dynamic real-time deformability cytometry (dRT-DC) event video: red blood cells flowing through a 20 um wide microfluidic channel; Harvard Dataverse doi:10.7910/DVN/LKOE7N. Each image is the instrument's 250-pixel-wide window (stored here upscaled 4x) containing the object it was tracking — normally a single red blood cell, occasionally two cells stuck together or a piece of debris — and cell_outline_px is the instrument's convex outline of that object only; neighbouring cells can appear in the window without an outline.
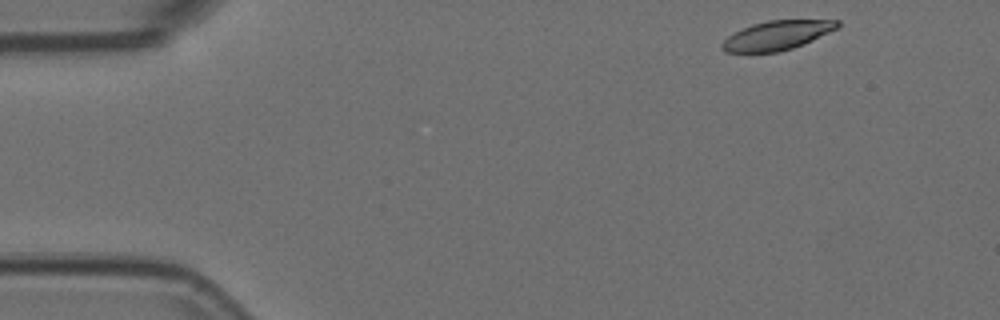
{"species": "Egyptian fruit bat (a non-hibernating species)", "species_latin": "Rousettus aegyptiacus", "temperature_condition": "room temperature", "stored_images_in_passage": 4, "camera_frame_rate_fps": 3000, "um_per_image_px": 0.085, "animal": {"sex": "female"}, "frame": {"image": 1, "passage_image": 1, "time_ms": 0.0, "image_size_px": [1000, 320], "cell_outline_px": [[840, 28], [812, 40], [792, 48], [776, 52], [724, 52], [720, 48], [720, 44], [728, 36], [752, 24], [768, 20], [840, 20]], "centroid_in_image_um": [66.06, 3.0], "position_along_channel_um": 18.9, "area_um2": 19.54}}
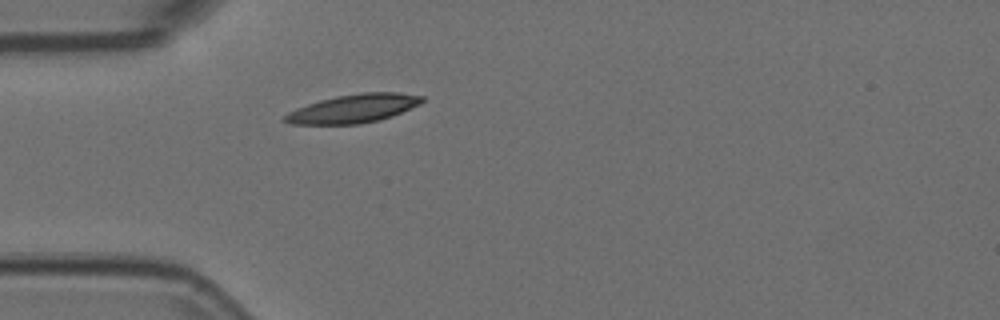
{"frame": {"image": 2, "passage_image": 4, "time_ms": 1.0, "image_size_px": [1000, 320], "cell_outline_px": [[424, 100], [420, 104], [392, 116], [380, 120], [360, 124], [292, 124], [280, 120], [288, 112], [296, 108], [320, 100], [336, 96], [360, 92], [400, 92], [424, 96]], "centroid_in_image_um": [30.05, 9.22], "position_along_channel_um": 55.0, "area_um2": 22.95}}